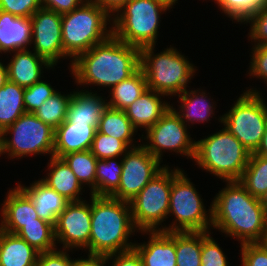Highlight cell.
<instances>
[{
  "instance_id": "6da1fadb",
  "label": "cell",
  "mask_w": 267,
  "mask_h": 266,
  "mask_svg": "<svg viewBox=\"0 0 267 266\" xmlns=\"http://www.w3.org/2000/svg\"><path fill=\"white\" fill-rule=\"evenodd\" d=\"M226 183L212 201V227L237 237L240 244L264 242L267 216L259 198L252 196L239 181Z\"/></svg>"
},
{
  "instance_id": "7a4b0ae2",
  "label": "cell",
  "mask_w": 267,
  "mask_h": 266,
  "mask_svg": "<svg viewBox=\"0 0 267 266\" xmlns=\"http://www.w3.org/2000/svg\"><path fill=\"white\" fill-rule=\"evenodd\" d=\"M70 66L77 85L112 88L140 68V49L111 35L77 56Z\"/></svg>"
},
{
  "instance_id": "3957f363",
  "label": "cell",
  "mask_w": 267,
  "mask_h": 266,
  "mask_svg": "<svg viewBox=\"0 0 267 266\" xmlns=\"http://www.w3.org/2000/svg\"><path fill=\"white\" fill-rule=\"evenodd\" d=\"M91 232L89 253L105 255L119 253L134 248L128 242L135 228L130 204L110 196L91 195Z\"/></svg>"
},
{
  "instance_id": "277c9868",
  "label": "cell",
  "mask_w": 267,
  "mask_h": 266,
  "mask_svg": "<svg viewBox=\"0 0 267 266\" xmlns=\"http://www.w3.org/2000/svg\"><path fill=\"white\" fill-rule=\"evenodd\" d=\"M110 17L93 0H86L73 11L62 14L64 57L72 58V62L81 53L108 39L112 35V28L106 27Z\"/></svg>"
},
{
  "instance_id": "5b68a950",
  "label": "cell",
  "mask_w": 267,
  "mask_h": 266,
  "mask_svg": "<svg viewBox=\"0 0 267 266\" xmlns=\"http://www.w3.org/2000/svg\"><path fill=\"white\" fill-rule=\"evenodd\" d=\"M250 152L225 127L195 143L194 161L214 176L239 181L246 168Z\"/></svg>"
},
{
  "instance_id": "8992f818",
  "label": "cell",
  "mask_w": 267,
  "mask_h": 266,
  "mask_svg": "<svg viewBox=\"0 0 267 266\" xmlns=\"http://www.w3.org/2000/svg\"><path fill=\"white\" fill-rule=\"evenodd\" d=\"M154 45L140 49V68L143 70L147 88L167 96L186 90L196 69L174 47L154 55Z\"/></svg>"
},
{
  "instance_id": "52a82bcc",
  "label": "cell",
  "mask_w": 267,
  "mask_h": 266,
  "mask_svg": "<svg viewBox=\"0 0 267 266\" xmlns=\"http://www.w3.org/2000/svg\"><path fill=\"white\" fill-rule=\"evenodd\" d=\"M168 9L154 0H129L112 18V35L139 49L155 46L160 14Z\"/></svg>"
},
{
  "instance_id": "ba28073f",
  "label": "cell",
  "mask_w": 267,
  "mask_h": 266,
  "mask_svg": "<svg viewBox=\"0 0 267 266\" xmlns=\"http://www.w3.org/2000/svg\"><path fill=\"white\" fill-rule=\"evenodd\" d=\"M260 94L256 88L243 92L229 112L219 118L250 153L259 148L267 126V104Z\"/></svg>"
},
{
  "instance_id": "9c48e42d",
  "label": "cell",
  "mask_w": 267,
  "mask_h": 266,
  "mask_svg": "<svg viewBox=\"0 0 267 266\" xmlns=\"http://www.w3.org/2000/svg\"><path fill=\"white\" fill-rule=\"evenodd\" d=\"M166 165L129 201L132 221L139 231H157L168 218L172 180L182 171ZM159 225V226H158Z\"/></svg>"
},
{
  "instance_id": "30bf717a",
  "label": "cell",
  "mask_w": 267,
  "mask_h": 266,
  "mask_svg": "<svg viewBox=\"0 0 267 266\" xmlns=\"http://www.w3.org/2000/svg\"><path fill=\"white\" fill-rule=\"evenodd\" d=\"M201 196L187 175L181 171L173 180L168 216L174 215L172 225L158 230L165 232H208L212 227V205L207 214ZM179 222V223H178Z\"/></svg>"
},
{
  "instance_id": "8fae6325",
  "label": "cell",
  "mask_w": 267,
  "mask_h": 266,
  "mask_svg": "<svg viewBox=\"0 0 267 266\" xmlns=\"http://www.w3.org/2000/svg\"><path fill=\"white\" fill-rule=\"evenodd\" d=\"M7 134H12V137L7 138ZM54 135L55 129L42 122L34 113L26 112L0 133V155L8 152L12 159L34 154L53 156Z\"/></svg>"
},
{
  "instance_id": "7c38bea8",
  "label": "cell",
  "mask_w": 267,
  "mask_h": 266,
  "mask_svg": "<svg viewBox=\"0 0 267 266\" xmlns=\"http://www.w3.org/2000/svg\"><path fill=\"white\" fill-rule=\"evenodd\" d=\"M187 125L180 119L176 110L171 106L163 116L146 131L149 143L142 144L160 162L162 150L174 151L177 154L194 158L195 143L187 133Z\"/></svg>"
},
{
  "instance_id": "4fadbf2b",
  "label": "cell",
  "mask_w": 267,
  "mask_h": 266,
  "mask_svg": "<svg viewBox=\"0 0 267 266\" xmlns=\"http://www.w3.org/2000/svg\"><path fill=\"white\" fill-rule=\"evenodd\" d=\"M122 157L120 185L110 197L129 202L164 167L142 144L130 148Z\"/></svg>"
},
{
  "instance_id": "5bb4252c",
  "label": "cell",
  "mask_w": 267,
  "mask_h": 266,
  "mask_svg": "<svg viewBox=\"0 0 267 266\" xmlns=\"http://www.w3.org/2000/svg\"><path fill=\"white\" fill-rule=\"evenodd\" d=\"M90 232L91 202L87 204L83 199L69 202L56 219L54 236L57 243L63 244L67 252L75 247L89 251Z\"/></svg>"
},
{
  "instance_id": "9a60e30c",
  "label": "cell",
  "mask_w": 267,
  "mask_h": 266,
  "mask_svg": "<svg viewBox=\"0 0 267 266\" xmlns=\"http://www.w3.org/2000/svg\"><path fill=\"white\" fill-rule=\"evenodd\" d=\"M33 51L53 67L64 58L62 15L41 7L31 18Z\"/></svg>"
},
{
  "instance_id": "2e32d148",
  "label": "cell",
  "mask_w": 267,
  "mask_h": 266,
  "mask_svg": "<svg viewBox=\"0 0 267 266\" xmlns=\"http://www.w3.org/2000/svg\"><path fill=\"white\" fill-rule=\"evenodd\" d=\"M1 205V230L16 234L24 224L38 223L33 201L18 185L8 192Z\"/></svg>"
},
{
  "instance_id": "e0dca14e",
  "label": "cell",
  "mask_w": 267,
  "mask_h": 266,
  "mask_svg": "<svg viewBox=\"0 0 267 266\" xmlns=\"http://www.w3.org/2000/svg\"><path fill=\"white\" fill-rule=\"evenodd\" d=\"M150 237L147 243L134 245L143 266H176L175 232L140 231Z\"/></svg>"
},
{
  "instance_id": "ac0fdd59",
  "label": "cell",
  "mask_w": 267,
  "mask_h": 266,
  "mask_svg": "<svg viewBox=\"0 0 267 266\" xmlns=\"http://www.w3.org/2000/svg\"><path fill=\"white\" fill-rule=\"evenodd\" d=\"M97 131L95 124H72L67 119L55 129L53 156L90 150Z\"/></svg>"
},
{
  "instance_id": "d6986e66",
  "label": "cell",
  "mask_w": 267,
  "mask_h": 266,
  "mask_svg": "<svg viewBox=\"0 0 267 266\" xmlns=\"http://www.w3.org/2000/svg\"><path fill=\"white\" fill-rule=\"evenodd\" d=\"M161 96L166 95L147 89L124 110L136 130L140 127L147 131L171 107L170 103L161 101Z\"/></svg>"
},
{
  "instance_id": "ffe728a7",
  "label": "cell",
  "mask_w": 267,
  "mask_h": 266,
  "mask_svg": "<svg viewBox=\"0 0 267 266\" xmlns=\"http://www.w3.org/2000/svg\"><path fill=\"white\" fill-rule=\"evenodd\" d=\"M27 50L14 51L12 59L7 64L8 80L23 88L32 86L41 80L42 66L53 68L43 57Z\"/></svg>"
},
{
  "instance_id": "44dd1931",
  "label": "cell",
  "mask_w": 267,
  "mask_h": 266,
  "mask_svg": "<svg viewBox=\"0 0 267 266\" xmlns=\"http://www.w3.org/2000/svg\"><path fill=\"white\" fill-rule=\"evenodd\" d=\"M32 23L30 18L17 17L0 10V52L27 50L31 46Z\"/></svg>"
},
{
  "instance_id": "7402d4cb",
  "label": "cell",
  "mask_w": 267,
  "mask_h": 266,
  "mask_svg": "<svg viewBox=\"0 0 267 266\" xmlns=\"http://www.w3.org/2000/svg\"><path fill=\"white\" fill-rule=\"evenodd\" d=\"M30 185L26 187L18 184L33 201L38 217L55 226L58 215L66 208L69 201L41 180Z\"/></svg>"
},
{
  "instance_id": "603a6c76",
  "label": "cell",
  "mask_w": 267,
  "mask_h": 266,
  "mask_svg": "<svg viewBox=\"0 0 267 266\" xmlns=\"http://www.w3.org/2000/svg\"><path fill=\"white\" fill-rule=\"evenodd\" d=\"M84 91L72 93L66 119L72 124H95L98 127L99 120L108 106L105 102L107 100L97 93Z\"/></svg>"
},
{
  "instance_id": "cb8c5ba5",
  "label": "cell",
  "mask_w": 267,
  "mask_h": 266,
  "mask_svg": "<svg viewBox=\"0 0 267 266\" xmlns=\"http://www.w3.org/2000/svg\"><path fill=\"white\" fill-rule=\"evenodd\" d=\"M48 167V170L51 171L40 180L69 202L81 201L82 198H79V194L84 186L66 162L62 158L51 156Z\"/></svg>"
},
{
  "instance_id": "d4e9b609",
  "label": "cell",
  "mask_w": 267,
  "mask_h": 266,
  "mask_svg": "<svg viewBox=\"0 0 267 266\" xmlns=\"http://www.w3.org/2000/svg\"><path fill=\"white\" fill-rule=\"evenodd\" d=\"M39 252L17 234L0 229V266H36Z\"/></svg>"
},
{
  "instance_id": "484cf974",
  "label": "cell",
  "mask_w": 267,
  "mask_h": 266,
  "mask_svg": "<svg viewBox=\"0 0 267 266\" xmlns=\"http://www.w3.org/2000/svg\"><path fill=\"white\" fill-rule=\"evenodd\" d=\"M179 101H181V106L176 113L179 115L180 119L187 125L189 121L194 124L193 122H204L210 121L211 115H213L215 108L214 103L209 101L210 98L206 99V93L199 91V90H191L188 91L187 89L178 94ZM214 107V108H213ZM186 119V120H185Z\"/></svg>"
},
{
  "instance_id": "4316f807",
  "label": "cell",
  "mask_w": 267,
  "mask_h": 266,
  "mask_svg": "<svg viewBox=\"0 0 267 266\" xmlns=\"http://www.w3.org/2000/svg\"><path fill=\"white\" fill-rule=\"evenodd\" d=\"M24 89L10 80L0 87V133L26 113L23 100Z\"/></svg>"
},
{
  "instance_id": "83f0119b",
  "label": "cell",
  "mask_w": 267,
  "mask_h": 266,
  "mask_svg": "<svg viewBox=\"0 0 267 266\" xmlns=\"http://www.w3.org/2000/svg\"><path fill=\"white\" fill-rule=\"evenodd\" d=\"M147 89L145 74L139 68L128 79L121 81L110 89L111 98L107 102V105L110 108L124 111Z\"/></svg>"
},
{
  "instance_id": "f1b7e54d",
  "label": "cell",
  "mask_w": 267,
  "mask_h": 266,
  "mask_svg": "<svg viewBox=\"0 0 267 266\" xmlns=\"http://www.w3.org/2000/svg\"><path fill=\"white\" fill-rule=\"evenodd\" d=\"M97 131L124 141L130 148L137 147L135 144L132 145V138L137 130L123 110L107 106L99 120Z\"/></svg>"
},
{
  "instance_id": "f546056e",
  "label": "cell",
  "mask_w": 267,
  "mask_h": 266,
  "mask_svg": "<svg viewBox=\"0 0 267 266\" xmlns=\"http://www.w3.org/2000/svg\"><path fill=\"white\" fill-rule=\"evenodd\" d=\"M239 182L252 196L260 199L267 191V157L251 153Z\"/></svg>"
},
{
  "instance_id": "4dcf8cb0",
  "label": "cell",
  "mask_w": 267,
  "mask_h": 266,
  "mask_svg": "<svg viewBox=\"0 0 267 266\" xmlns=\"http://www.w3.org/2000/svg\"><path fill=\"white\" fill-rule=\"evenodd\" d=\"M176 266H201L202 232H175Z\"/></svg>"
},
{
  "instance_id": "1f68e13d",
  "label": "cell",
  "mask_w": 267,
  "mask_h": 266,
  "mask_svg": "<svg viewBox=\"0 0 267 266\" xmlns=\"http://www.w3.org/2000/svg\"><path fill=\"white\" fill-rule=\"evenodd\" d=\"M115 160V161H114ZM122 160L98 159L96 163L95 196H111L120 185Z\"/></svg>"
},
{
  "instance_id": "d6a6232c",
  "label": "cell",
  "mask_w": 267,
  "mask_h": 266,
  "mask_svg": "<svg viewBox=\"0 0 267 266\" xmlns=\"http://www.w3.org/2000/svg\"><path fill=\"white\" fill-rule=\"evenodd\" d=\"M39 253L56 249L54 226L38 218V223L24 224L16 233Z\"/></svg>"
},
{
  "instance_id": "836d02e7",
  "label": "cell",
  "mask_w": 267,
  "mask_h": 266,
  "mask_svg": "<svg viewBox=\"0 0 267 266\" xmlns=\"http://www.w3.org/2000/svg\"><path fill=\"white\" fill-rule=\"evenodd\" d=\"M71 168L80 183L84 186H91L90 195L95 196V176L97 158L91 150L81 152H71L61 157Z\"/></svg>"
},
{
  "instance_id": "e575fe53",
  "label": "cell",
  "mask_w": 267,
  "mask_h": 266,
  "mask_svg": "<svg viewBox=\"0 0 267 266\" xmlns=\"http://www.w3.org/2000/svg\"><path fill=\"white\" fill-rule=\"evenodd\" d=\"M72 92L70 94H61L56 92L45 100V102L34 112V114L45 124L53 129L58 128L67 118L68 105L70 103Z\"/></svg>"
},
{
  "instance_id": "d590c367",
  "label": "cell",
  "mask_w": 267,
  "mask_h": 266,
  "mask_svg": "<svg viewBox=\"0 0 267 266\" xmlns=\"http://www.w3.org/2000/svg\"><path fill=\"white\" fill-rule=\"evenodd\" d=\"M222 12L236 22L244 21L257 12L267 0H214Z\"/></svg>"
},
{
  "instance_id": "8d00e7d4",
  "label": "cell",
  "mask_w": 267,
  "mask_h": 266,
  "mask_svg": "<svg viewBox=\"0 0 267 266\" xmlns=\"http://www.w3.org/2000/svg\"><path fill=\"white\" fill-rule=\"evenodd\" d=\"M129 149L124 141L96 131L90 150L97 159H107L121 157Z\"/></svg>"
},
{
  "instance_id": "74e56055",
  "label": "cell",
  "mask_w": 267,
  "mask_h": 266,
  "mask_svg": "<svg viewBox=\"0 0 267 266\" xmlns=\"http://www.w3.org/2000/svg\"><path fill=\"white\" fill-rule=\"evenodd\" d=\"M57 91L51 84L39 80L37 83L24 89V108L26 112L34 113L47 98L54 95Z\"/></svg>"
},
{
  "instance_id": "f35d334b",
  "label": "cell",
  "mask_w": 267,
  "mask_h": 266,
  "mask_svg": "<svg viewBox=\"0 0 267 266\" xmlns=\"http://www.w3.org/2000/svg\"><path fill=\"white\" fill-rule=\"evenodd\" d=\"M210 234L202 232L201 266H228L226 255Z\"/></svg>"
},
{
  "instance_id": "ab89813d",
  "label": "cell",
  "mask_w": 267,
  "mask_h": 266,
  "mask_svg": "<svg viewBox=\"0 0 267 266\" xmlns=\"http://www.w3.org/2000/svg\"><path fill=\"white\" fill-rule=\"evenodd\" d=\"M250 23V40L254 41V46H262L267 44V1L254 14L250 15L245 21ZM257 42V44H256Z\"/></svg>"
},
{
  "instance_id": "60d3db41",
  "label": "cell",
  "mask_w": 267,
  "mask_h": 266,
  "mask_svg": "<svg viewBox=\"0 0 267 266\" xmlns=\"http://www.w3.org/2000/svg\"><path fill=\"white\" fill-rule=\"evenodd\" d=\"M243 266H267V244L265 242L241 244Z\"/></svg>"
},
{
  "instance_id": "b9f144b4",
  "label": "cell",
  "mask_w": 267,
  "mask_h": 266,
  "mask_svg": "<svg viewBox=\"0 0 267 266\" xmlns=\"http://www.w3.org/2000/svg\"><path fill=\"white\" fill-rule=\"evenodd\" d=\"M42 7V0H0V10L17 17L31 18Z\"/></svg>"
},
{
  "instance_id": "7bdbcfd3",
  "label": "cell",
  "mask_w": 267,
  "mask_h": 266,
  "mask_svg": "<svg viewBox=\"0 0 267 266\" xmlns=\"http://www.w3.org/2000/svg\"><path fill=\"white\" fill-rule=\"evenodd\" d=\"M252 58L250 64V76L264 79L267 84V44L262 46H253Z\"/></svg>"
},
{
  "instance_id": "ee69618b",
  "label": "cell",
  "mask_w": 267,
  "mask_h": 266,
  "mask_svg": "<svg viewBox=\"0 0 267 266\" xmlns=\"http://www.w3.org/2000/svg\"><path fill=\"white\" fill-rule=\"evenodd\" d=\"M61 250H51L44 253H39L36 266H74L76 259L72 260L69 254Z\"/></svg>"
},
{
  "instance_id": "f6af8a7d",
  "label": "cell",
  "mask_w": 267,
  "mask_h": 266,
  "mask_svg": "<svg viewBox=\"0 0 267 266\" xmlns=\"http://www.w3.org/2000/svg\"><path fill=\"white\" fill-rule=\"evenodd\" d=\"M112 266H143L142 259L135 248L108 255Z\"/></svg>"
},
{
  "instance_id": "bcb514c9",
  "label": "cell",
  "mask_w": 267,
  "mask_h": 266,
  "mask_svg": "<svg viewBox=\"0 0 267 266\" xmlns=\"http://www.w3.org/2000/svg\"><path fill=\"white\" fill-rule=\"evenodd\" d=\"M86 0H42V7L65 14L78 8Z\"/></svg>"
},
{
  "instance_id": "7dc6e473",
  "label": "cell",
  "mask_w": 267,
  "mask_h": 266,
  "mask_svg": "<svg viewBox=\"0 0 267 266\" xmlns=\"http://www.w3.org/2000/svg\"><path fill=\"white\" fill-rule=\"evenodd\" d=\"M108 261V256L88 254V258L86 259H76L74 266H106L105 264Z\"/></svg>"
},
{
  "instance_id": "c3c4849f",
  "label": "cell",
  "mask_w": 267,
  "mask_h": 266,
  "mask_svg": "<svg viewBox=\"0 0 267 266\" xmlns=\"http://www.w3.org/2000/svg\"><path fill=\"white\" fill-rule=\"evenodd\" d=\"M102 9H104L109 15L114 16L119 9L127 3L129 0H93Z\"/></svg>"
},
{
  "instance_id": "681fc988",
  "label": "cell",
  "mask_w": 267,
  "mask_h": 266,
  "mask_svg": "<svg viewBox=\"0 0 267 266\" xmlns=\"http://www.w3.org/2000/svg\"><path fill=\"white\" fill-rule=\"evenodd\" d=\"M255 154L267 157V126H266L265 133L263 135L261 144L259 148L257 149V151L255 152Z\"/></svg>"
},
{
  "instance_id": "f907efd6",
  "label": "cell",
  "mask_w": 267,
  "mask_h": 266,
  "mask_svg": "<svg viewBox=\"0 0 267 266\" xmlns=\"http://www.w3.org/2000/svg\"><path fill=\"white\" fill-rule=\"evenodd\" d=\"M8 81V70L7 65L5 66L0 62V87H3Z\"/></svg>"
},
{
  "instance_id": "816d5d0a",
  "label": "cell",
  "mask_w": 267,
  "mask_h": 266,
  "mask_svg": "<svg viewBox=\"0 0 267 266\" xmlns=\"http://www.w3.org/2000/svg\"><path fill=\"white\" fill-rule=\"evenodd\" d=\"M154 1L160 2L161 4H163L168 8H172L175 3H178L177 2L178 0H154Z\"/></svg>"
},
{
  "instance_id": "f5cc1de1",
  "label": "cell",
  "mask_w": 267,
  "mask_h": 266,
  "mask_svg": "<svg viewBox=\"0 0 267 266\" xmlns=\"http://www.w3.org/2000/svg\"><path fill=\"white\" fill-rule=\"evenodd\" d=\"M259 200L267 216V191L261 196Z\"/></svg>"
},
{
  "instance_id": "db71d44e",
  "label": "cell",
  "mask_w": 267,
  "mask_h": 266,
  "mask_svg": "<svg viewBox=\"0 0 267 266\" xmlns=\"http://www.w3.org/2000/svg\"><path fill=\"white\" fill-rule=\"evenodd\" d=\"M264 242L267 244V234H266V238H265V241Z\"/></svg>"
}]
</instances>
